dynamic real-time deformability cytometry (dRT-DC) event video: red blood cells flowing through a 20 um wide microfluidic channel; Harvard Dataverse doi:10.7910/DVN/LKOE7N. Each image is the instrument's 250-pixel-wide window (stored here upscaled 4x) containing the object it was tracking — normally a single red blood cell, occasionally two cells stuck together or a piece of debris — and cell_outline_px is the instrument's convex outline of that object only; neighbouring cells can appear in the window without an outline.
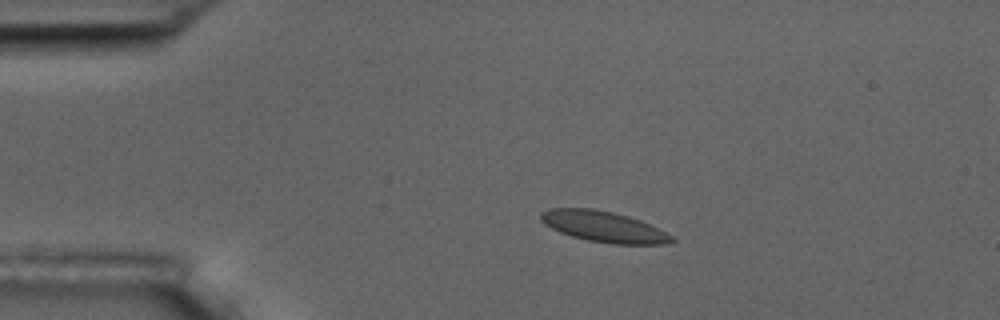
{"species": "common noctule bat (a hibernating species)", "species_latin": "Nyctalus noctula", "temperature_condition": "room temperature", "stored_images_in_passage": 8, "camera_frame_rate_fps": 3000, "um_per_image_px": 0.085, "animal": {"sex": "male", "body_mass_g": 17.5, "forearm_length_mm": 52.3}, "frame": {"image": 1, "passage_image": 4, "time_ms": 3.667, "image_size_px": [1000, 320], "cell_outline_px": [[676, 240], [664, 244], [612, 244], [588, 240], [572, 236], [560, 232], [544, 224], [540, 220], [540, 212], [548, 208], [592, 208], [612, 212], [628, 216], [640, 220], [672, 236]], "centroid_in_image_um": [51.26, 19.26], "position_along_channel_um": 33.7, "area_um2": 23.35}}
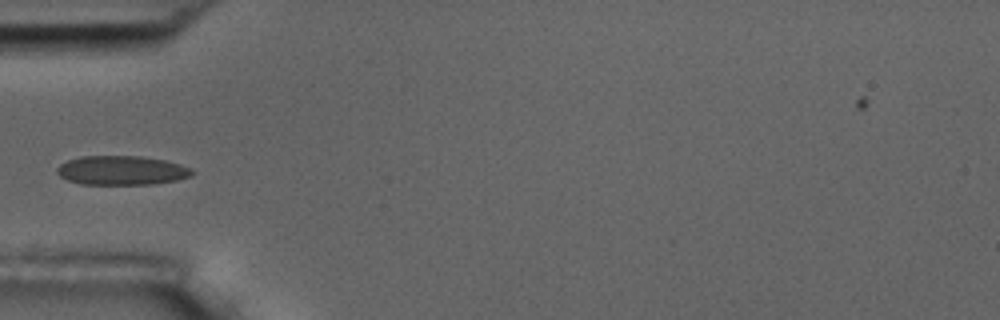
{"frame": {"image": 2, "passage_image": 6, "time_ms": 6.0, "image_size_px": [1000, 320], "cell_outline_px": [[196, 172], [192, 176], [176, 180], [156, 184], [80, 184], [68, 180], [60, 176], [56, 172], [56, 168], [60, 164], [68, 160], [80, 156], [140, 156], [164, 160], [180, 164], [192, 168]], "centroid_in_image_um": [10.36, 14.48], "position_along_channel_um": 74.6, "area_um2": 23.12}}